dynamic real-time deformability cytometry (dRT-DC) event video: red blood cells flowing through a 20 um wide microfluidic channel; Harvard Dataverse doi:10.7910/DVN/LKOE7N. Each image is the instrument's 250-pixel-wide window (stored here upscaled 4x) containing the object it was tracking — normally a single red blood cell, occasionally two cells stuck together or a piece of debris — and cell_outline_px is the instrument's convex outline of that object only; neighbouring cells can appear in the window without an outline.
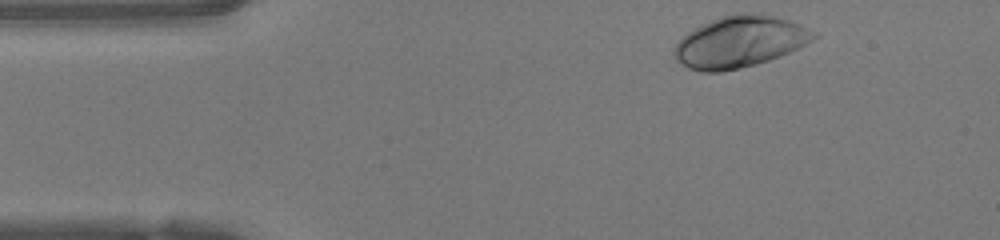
{"species": "human", "species_latin": "Homo sapiens", "temperature_condition": "warm", "stored_images_in_passage": 42, "camera_frame_rate_fps": 3000, "um_per_image_px": 0.085, "donor": {"sex": "female"}, "frame": {"image": 1, "passage_image": 1, "time_ms": 0.0, "image_size_px": [1000, 240], "cell_outline_px": [[820, 36], [780, 56], [756, 64], [720, 72], [700, 72], [688, 68], [680, 64], [676, 60], [672, 52], [672, 48], [688, 32], [720, 16], [736, 12], [760, 12], [788, 20], [800, 24], [820, 32]], "centroid_in_image_um": [62.89, 3.54], "position_along_channel_um": 22.1, "area_um2": 42.02}}
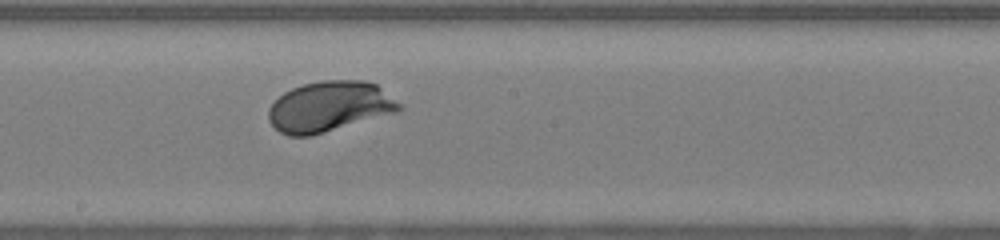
{"frame": {"image": 2, "passage_image": 20, "time_ms": 6.333, "image_size_px": [1000, 240], "cell_outline_px": [[404, 108], [396, 112], [324, 132], [308, 136], [288, 136], [280, 132], [268, 120], [268, 108], [284, 92], [292, 88], [304, 84], [320, 80], [364, 80], [376, 84], [400, 104]], "centroid_in_image_um": [27.97, 9.05], "position_along_channel_um": 220.2, "area_um2": 38.03}}
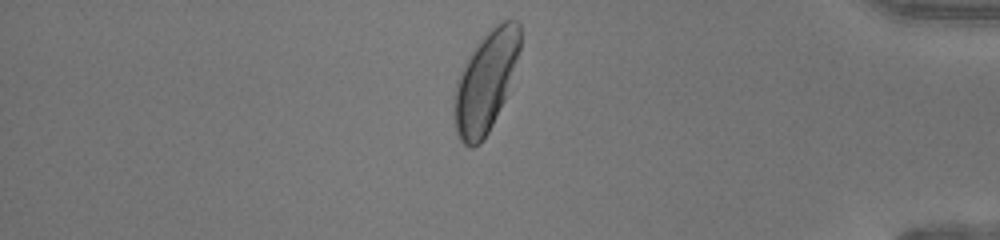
{"frame": {"image": 3, "passage_image": 35, "time_ms": 11.333, "image_size_px": [1000, 240], "cell_outline_px": [[520, 48], [504, 100], [488, 132], [480, 144], [472, 148], [468, 148], [460, 140], [456, 132], [456, 80], [476, 44], [496, 24], [504, 20], [516, 20], [520, 24]], "centroid_in_image_um": [41.3, 6.94], "position_along_channel_um": 393.9, "area_um2": 37.4}, "authors_computed_cell_mechanics": {"area_um2": 37.9457, "velocity_mm_per_s": 4.1861, "shape_relaxation_time_tau1_ms": 1.9108, "shape_relaxation_time_tau2_ms": null, "deformation_change_tau1": 0.1534, "deformation_change_tau2": null}}